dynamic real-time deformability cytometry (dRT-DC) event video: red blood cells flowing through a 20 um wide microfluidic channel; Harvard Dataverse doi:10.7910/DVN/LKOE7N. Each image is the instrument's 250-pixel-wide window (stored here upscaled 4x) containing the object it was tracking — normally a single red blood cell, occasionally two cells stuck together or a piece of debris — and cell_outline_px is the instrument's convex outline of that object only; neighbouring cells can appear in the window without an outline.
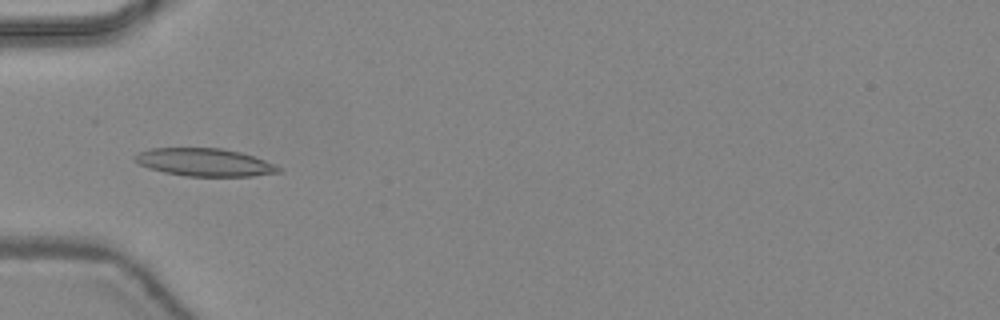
{"species": "common noctule bat (a hibernating species)", "species_latin": "Nyctalus noctula", "temperature_condition": "warm", "stored_images_in_passage": 47, "camera_frame_rate_fps": 3000, "um_per_image_px": 0.085, "animal": {"sex": "female", "body_mass_g": 24.6, "forearm_length_mm": 56.2}, "frame": {"image": 1, "passage_image": 16, "time_ms": 5.0, "image_size_px": [1000, 320], "cell_outline_px": [[284, 168], [280, 172], [252, 176], [184, 176], [164, 172], [148, 168], [132, 160], [132, 156], [148, 148], [224, 148], [240, 152], [276, 164]], "centroid_in_image_um": [17.38, 13.79], "position_along_channel_um": 67.6, "area_um2": 23.47}}
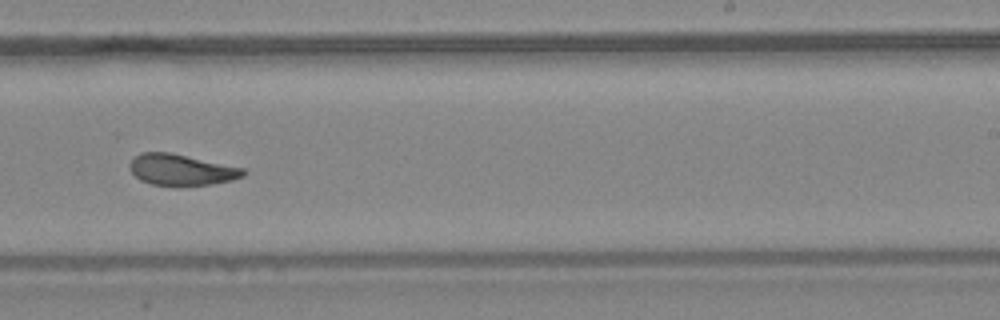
{"frame": {"image": 2, "passage_image": 30, "time_ms": 9.667, "image_size_px": [1000, 320], "cell_outline_px": [[248, 172], [244, 176], [232, 180], [212, 184], [152, 184], [140, 180], [132, 172], [128, 164], [140, 152], [172, 152], [244, 168]], "centroid_in_image_um": [15.44, 14.4], "position_along_channel_um": 273.6, "area_um2": 20.35}}
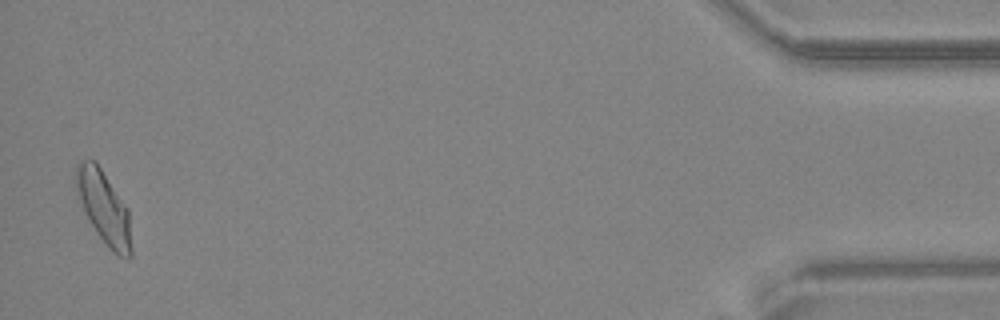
{"frame": {"image": 3, "passage_image": 46, "time_ms": 15.0, "image_size_px": [1000, 320], "cell_outline_px": [[132, 256], [128, 260], [112, 252], [108, 248], [96, 232], [88, 220], [80, 200], [72, 176], [76, 164], [80, 160], [96, 160], [128, 208], [132, 248]], "centroid_in_image_um": [8.82, 17.62], "position_along_channel_um": 426.4, "area_um2": 23.93}, "authors_computed_cell_mechanics": {"area_um2": 21.5594, "velocity_mm_per_s": 4.4312, "shape_relaxation_time_tau1_ms": null, "shape_relaxation_time_tau2_ms": 2.5186, "deformation_change_tau1": null, "deformation_change_tau2": 0.0864}}